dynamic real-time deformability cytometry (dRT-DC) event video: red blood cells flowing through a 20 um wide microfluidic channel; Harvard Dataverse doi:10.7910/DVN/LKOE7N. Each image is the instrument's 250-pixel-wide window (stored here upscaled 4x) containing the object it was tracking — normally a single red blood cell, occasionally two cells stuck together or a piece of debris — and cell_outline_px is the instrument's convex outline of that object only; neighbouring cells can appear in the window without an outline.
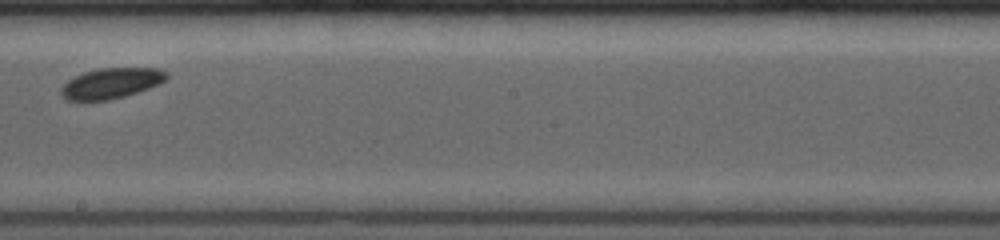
{"species": "common noctule bat (a hibernating species)", "species_latin": "Nyctalus noctula", "temperature_condition": "room temperature", "stored_images_in_passage": 12, "camera_frame_rate_fps": 4000, "um_per_image_px": 0.085, "animal": {"sex": "female", "body_mass_g": 19.0, "forearm_length_mm": 53.3}, "frame": {"image": 1, "passage_image": 7, "time_ms": 5.5, "image_size_px": [1000, 240], "cell_outline_px": [[168, 76], [160, 84], [124, 96], [108, 100], [68, 100], [60, 92], [60, 88], [68, 80], [84, 72], [100, 68], [156, 68], [168, 72]], "centroid_in_image_um": [9.46, 7.06], "position_along_channel_um": 238.7, "area_um2": 18.5}}
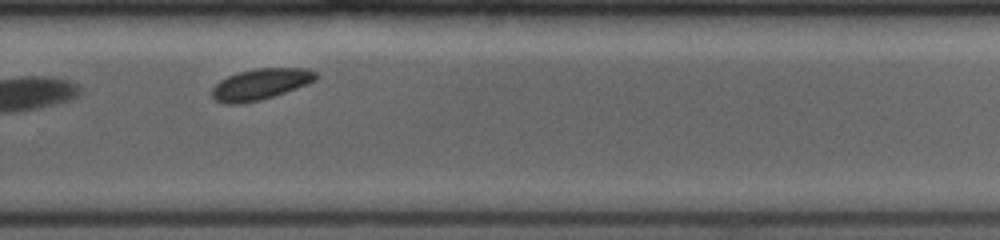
{"frame": {"image": 2, "passage_image": 9, "time_ms": 7.25, "image_size_px": [1000, 240], "cell_outline_px": [[320, 76], [316, 80], [308, 84], [260, 100], [240, 104], [224, 104], [216, 100], [212, 96], [212, 88], [220, 80], [228, 76], [240, 72], [256, 68], [308, 68], [316, 72]], "centroid_in_image_um": [22.16, 7.15], "position_along_channel_um": 307.6, "area_um2": 18.79}}
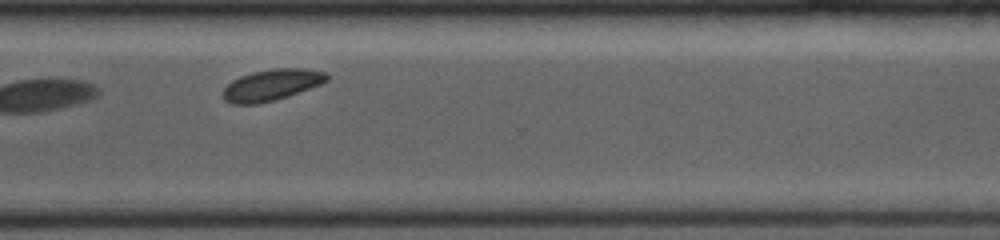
{"frame": {"image": 3, "passage_image": 10, "time_ms": 8.25, "image_size_px": [1000, 240], "cell_outline_px": [[328, 80], [320, 84], [288, 96], [256, 104], [232, 104], [224, 100], [224, 88], [232, 80], [240, 76], [252, 72], [272, 68], [308, 68], [324, 72], [328, 76]], "centroid_in_image_um": [23.08, 7.2], "position_along_channel_um": 347.5, "area_um2": 18.79}, "authors_computed_cell_mechanics": {"area_um2": 19.941, "velocity_mm_per_s": 3.8094, "shape_relaxation_time_tau1_ms": null, "shape_relaxation_time_tau2_ms": 6.3178, "deformation_change_tau1": null, "deformation_change_tau2": 0.0815}}